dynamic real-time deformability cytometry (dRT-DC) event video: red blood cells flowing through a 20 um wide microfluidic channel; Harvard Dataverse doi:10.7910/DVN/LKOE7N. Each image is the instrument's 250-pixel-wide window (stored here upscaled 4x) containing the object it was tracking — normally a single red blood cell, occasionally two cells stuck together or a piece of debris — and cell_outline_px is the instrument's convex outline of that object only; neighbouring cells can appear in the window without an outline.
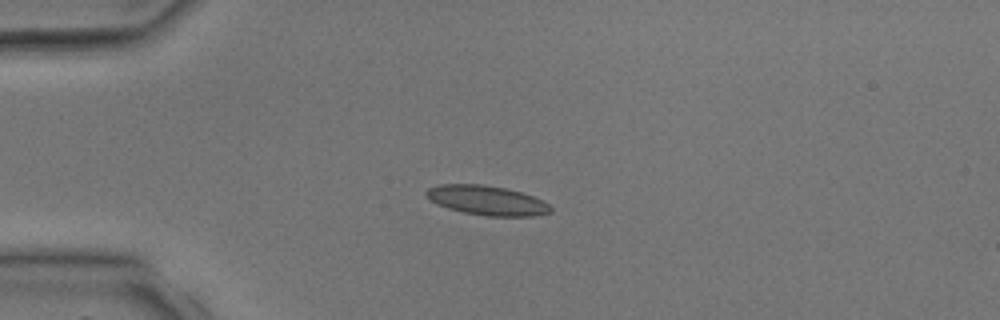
{"species": "common noctule bat (a hibernating species)", "species_latin": "Nyctalus noctula", "temperature_condition": "room temperature", "stored_images_in_passage": 2, "camera_frame_rate_fps": 3000, "um_per_image_px": 0.085, "animal": {"sex": "male", "body_mass_g": 17.9, "forearm_length_mm": 54.2}, "frame": {"image": 1, "passage_image": 1, "time_ms": 0.0, "image_size_px": [1000, 320], "cell_outline_px": [[552, 212], [536, 216], [484, 216], [464, 212], [448, 208], [436, 204], [424, 192], [428, 188], [440, 184], [484, 184], [504, 188], [520, 192], [544, 200], [552, 208]], "centroid_in_image_um": [41.41, 17.03], "position_along_channel_um": 43.6, "area_um2": 21.39}}